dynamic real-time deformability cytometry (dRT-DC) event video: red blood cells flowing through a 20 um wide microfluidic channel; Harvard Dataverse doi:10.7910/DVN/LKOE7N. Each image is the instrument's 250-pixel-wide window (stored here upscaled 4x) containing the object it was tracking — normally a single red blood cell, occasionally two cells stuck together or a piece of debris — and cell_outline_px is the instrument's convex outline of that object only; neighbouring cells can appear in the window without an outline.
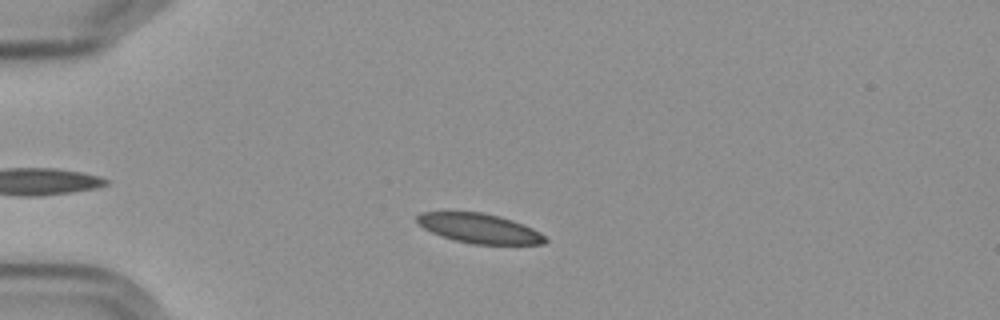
{"species": "Egyptian fruit bat (a non-hibernating species)", "species_latin": "Rousettus aegyptiacus", "temperature_condition": "cold", "stored_images_in_passage": 3, "camera_frame_rate_fps": 3000, "um_per_image_px": 0.085, "frame": {"image": 1, "passage_image": 2, "time_ms": 2.0, "image_size_px": [1000, 320], "cell_outline_px": [[548, 240], [544, 244], [472, 244], [456, 240], [432, 232], [424, 228], [416, 220], [416, 216], [420, 212], [484, 212], [500, 216], [524, 224], [540, 232]], "centroid_in_image_um": [40.77, 19.4], "position_along_channel_um": 44.2, "area_um2": 21.96}}